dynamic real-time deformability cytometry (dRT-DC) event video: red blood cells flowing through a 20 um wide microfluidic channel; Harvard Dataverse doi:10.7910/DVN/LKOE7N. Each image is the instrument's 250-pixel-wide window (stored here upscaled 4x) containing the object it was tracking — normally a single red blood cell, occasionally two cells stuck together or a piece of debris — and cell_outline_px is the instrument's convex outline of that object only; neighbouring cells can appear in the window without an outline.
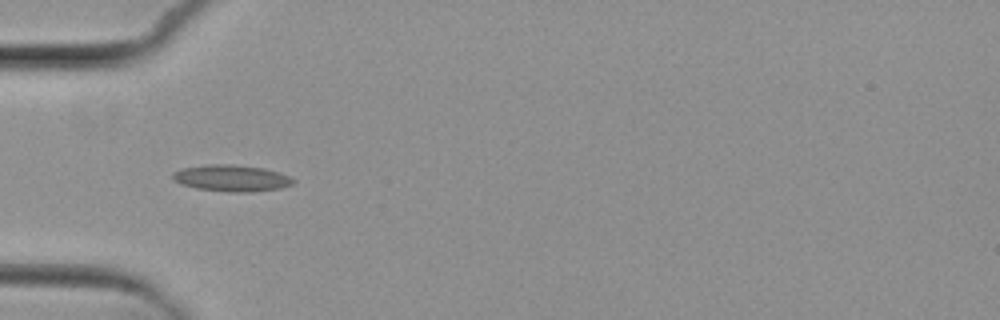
{"species": "common noctule bat (a hibernating species)", "species_latin": "Nyctalus noctula", "temperature_condition": "cold", "stored_images_in_passage": 6, "camera_frame_rate_fps": 3000, "um_per_image_px": 0.085, "animal": {"sex": "female", "body_mass_g": 29.2, "forearm_length_mm": 56.3}, "frame": {"image": 1, "passage_image": 4, "time_ms": 3.667, "image_size_px": [1000, 320], "cell_outline_px": [[296, 180], [292, 184], [280, 188], [252, 192], [228, 192], [196, 188], [180, 184], [172, 176], [172, 172], [180, 168], [212, 164], [228, 164], [264, 168], [280, 172]], "centroid_in_image_um": [19.68, 15.14], "position_along_channel_um": 65.3, "area_um2": 18.61}}
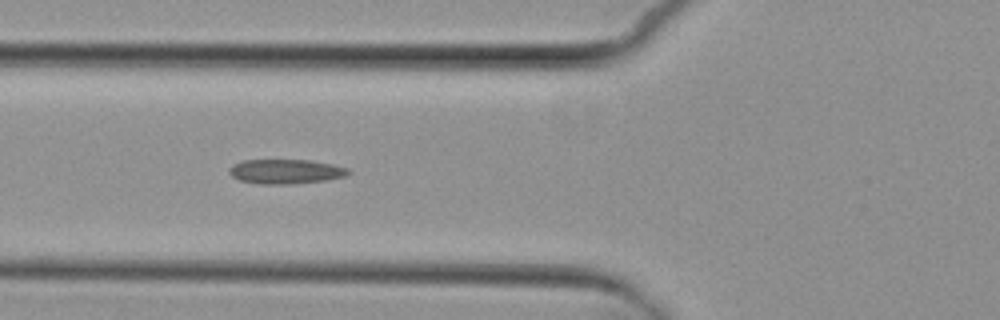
{"frame": {"image": 2, "passage_image": 5, "time_ms": 4.667, "image_size_px": [1000, 320], "cell_outline_px": [[352, 172], [348, 176], [324, 180], [288, 184], [260, 184], [240, 180], [232, 176], [228, 172], [228, 168], [232, 164], [244, 160], [312, 160], [332, 164], [348, 168]], "centroid_in_image_um": [24.29, 14.57], "position_along_channel_um": 101.5, "area_um2": 17.11}}
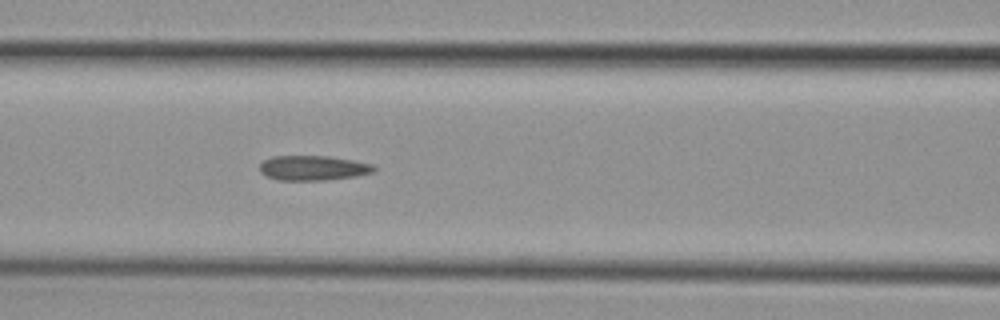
{"frame": {"image": 3, "passage_image": 6, "time_ms": 5.667, "image_size_px": [1000, 320], "cell_outline_px": [[376, 168], [372, 172], [356, 176], [328, 180], [276, 180], [260, 172], [260, 164], [264, 160], [272, 156], [332, 156], [372, 164]], "centroid_in_image_um": [26.6, 14.27], "position_along_channel_um": 140.0, "area_um2": 16.53}}